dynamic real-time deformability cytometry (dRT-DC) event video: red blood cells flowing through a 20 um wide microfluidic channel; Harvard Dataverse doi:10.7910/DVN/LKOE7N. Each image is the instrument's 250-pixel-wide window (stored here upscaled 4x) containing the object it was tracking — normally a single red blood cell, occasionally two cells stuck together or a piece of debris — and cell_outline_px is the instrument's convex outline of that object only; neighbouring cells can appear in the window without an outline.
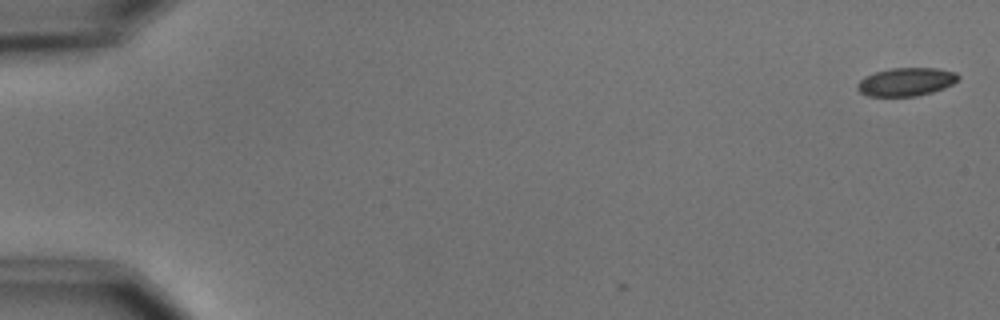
{"species": "common noctule bat (a hibernating species)", "species_latin": "Nyctalus noctula", "temperature_condition": "cold", "stored_images_in_passage": 7, "camera_frame_rate_fps": 3000, "um_per_image_px": 0.085, "animal": {"sex": "male", "body_mass_g": 15.6}, "frame": {"image": 1, "passage_image": 1, "time_ms": 0.0, "image_size_px": [1000, 320], "cell_outline_px": [[960, 76], [952, 84], [944, 88], [932, 92], [916, 96], [868, 96], [860, 92], [856, 88], [856, 84], [864, 76], [888, 68], [940, 68], [956, 72]], "centroid_in_image_um": [77.01, 6.95], "position_along_channel_um": 8.0, "area_um2": 16.7}}
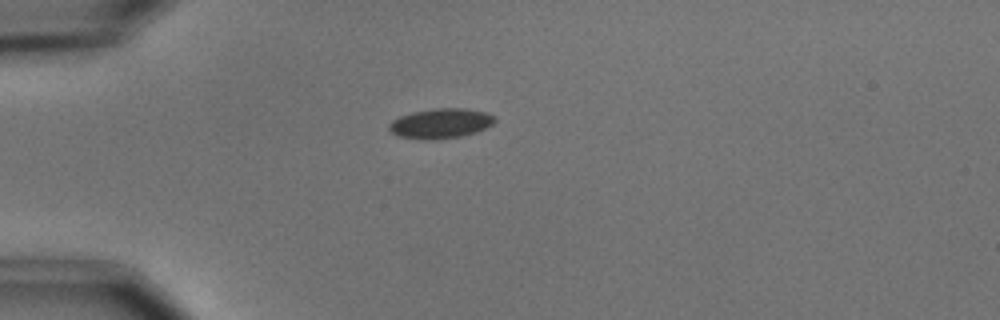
{"frame": {"image": 2, "passage_image": 5, "time_ms": 4.667, "image_size_px": [1000, 320], "cell_outline_px": [[496, 120], [492, 124], [476, 132], [460, 136], [424, 140], [400, 136], [392, 132], [388, 128], [388, 124], [392, 120], [400, 116], [412, 112], [432, 108], [464, 108], [484, 112], [496, 116]], "centroid_in_image_um": [37.44, 10.47], "position_along_channel_um": 47.6, "area_um2": 18.26}}
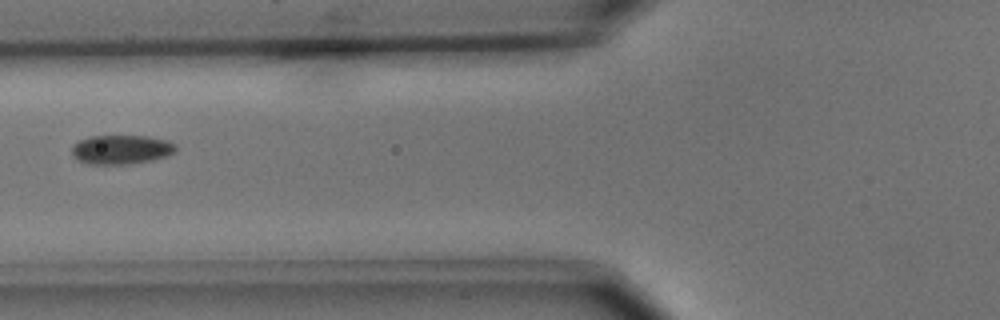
{"frame": {"image": 3, "passage_image": 7, "time_ms": 7.0, "image_size_px": [1000, 320], "cell_outline_px": [[176, 148], [168, 156], [152, 160], [128, 164], [88, 164], [72, 156], [72, 144], [88, 136], [148, 136], [164, 140], [176, 144]], "centroid_in_image_um": [10.27, 12.71], "position_along_channel_um": 115.5, "area_um2": 17.63}}